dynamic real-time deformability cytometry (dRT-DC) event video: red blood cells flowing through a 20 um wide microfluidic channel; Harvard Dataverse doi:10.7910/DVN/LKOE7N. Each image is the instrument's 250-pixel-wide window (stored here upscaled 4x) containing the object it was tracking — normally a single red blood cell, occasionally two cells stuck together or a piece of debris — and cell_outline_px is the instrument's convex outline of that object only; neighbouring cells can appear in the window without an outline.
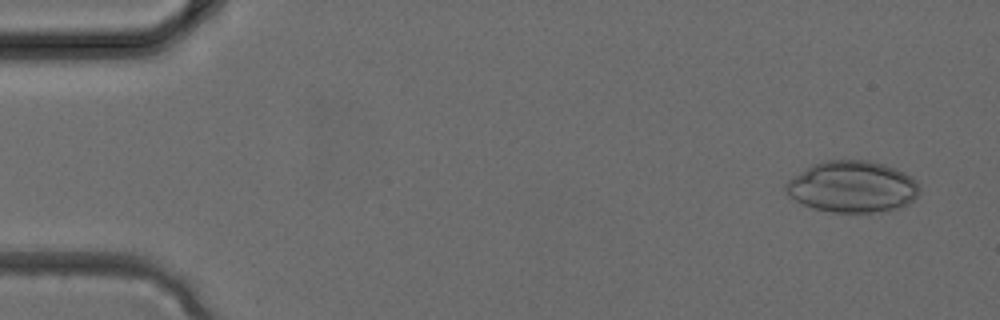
{"species": "common noctule bat (a hibernating species)", "species_latin": "Nyctalus noctula", "temperature_condition": "cold", "stored_images_in_passage": 3, "camera_frame_rate_fps": 3000, "um_per_image_px": 0.085, "animal": {"sex": "female", "body_mass_g": 24.6, "forearm_length_mm": 56.2}, "frame": {"image": 1, "passage_image": 1, "time_ms": 0.0, "image_size_px": [1000, 320], "cell_outline_px": [[920, 192], [908, 204], [900, 208], [872, 212], [832, 212], [816, 208], [804, 204], [788, 196], [784, 192], [784, 188], [788, 180], [808, 168], [816, 164], [828, 160], [868, 160], [884, 164], [904, 172], [916, 180], [920, 188]], "centroid_in_image_um": [72.48, 15.87], "position_along_channel_um": 12.5, "area_um2": 39.77}}